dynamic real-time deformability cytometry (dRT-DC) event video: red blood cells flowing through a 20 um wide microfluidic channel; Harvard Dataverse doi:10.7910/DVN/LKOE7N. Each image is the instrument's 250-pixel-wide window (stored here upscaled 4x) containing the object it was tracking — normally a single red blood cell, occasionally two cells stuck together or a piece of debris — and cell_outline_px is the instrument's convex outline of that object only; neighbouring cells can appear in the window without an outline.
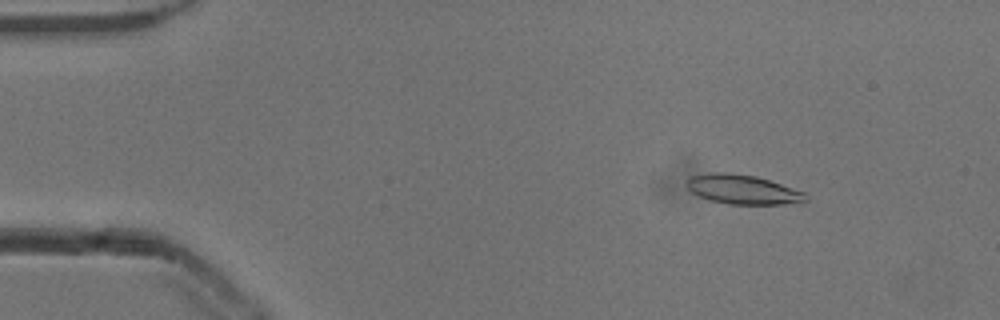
{"species": "common noctule bat (a hibernating species)", "species_latin": "Nyctalus noctula", "temperature_condition": "cold", "stored_images_in_passage": 48, "camera_frame_rate_fps": 3000, "um_per_image_px": 0.085, "animal": {"sex": "male", "body_mass_g": 13.3}, "frame": {"image": 1, "passage_image": 2, "time_ms": 0.333, "image_size_px": [1000, 320], "cell_outline_px": [[808, 200], [800, 204], [728, 204], [712, 200], [700, 196], [692, 192], [684, 184], [692, 176], [708, 172], [728, 172], [756, 176], [804, 192]], "centroid_in_image_um": [63.15, 16.11], "position_along_channel_um": 21.9, "area_um2": 20.35}}
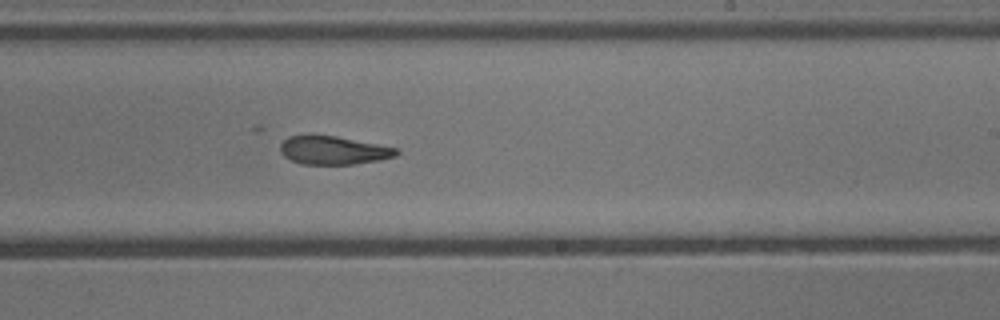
{"frame": {"image": 2, "passage_image": 27, "time_ms": 8.667, "image_size_px": [1000, 320], "cell_outline_px": [[400, 152], [396, 156], [380, 160], [352, 164], [300, 164], [284, 156], [280, 152], [280, 144], [288, 136], [336, 136], [396, 148]], "centroid_in_image_um": [28.33, 12.79], "position_along_channel_um": 260.7, "area_um2": 18.9}}
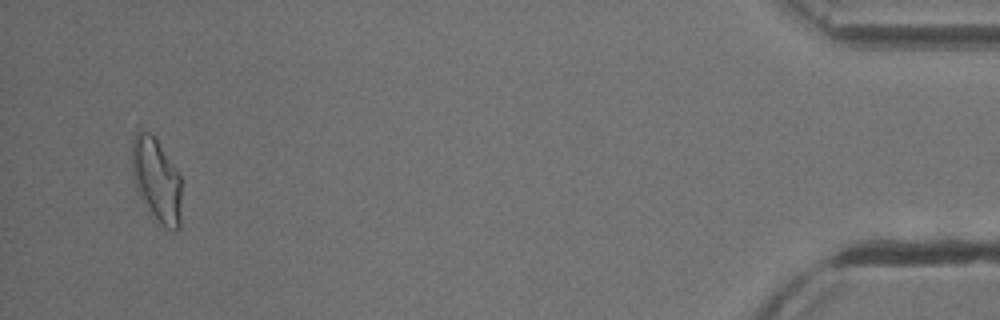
{"frame": {"image": 3, "passage_image": 46, "time_ms": 15.0, "image_size_px": [1000, 320], "cell_outline_px": [[180, 228], [172, 232], [164, 228], [160, 224], [140, 196], [136, 188], [132, 176], [132, 136], [136, 124], [148, 132], [156, 140], [180, 176]], "centroid_in_image_um": [13.26, 15.25], "position_along_channel_um": 421.9, "area_um2": 24.16}, "authors_computed_cell_mechanics": {"area_um2": 20.4612, "velocity_mm_per_s": 3.875, "shape_relaxation_time_tau1_ms": 3.7694, "shape_relaxation_time_tau2_ms": 3.9732, "deformation_change_tau1": 0.1424, "deformation_change_tau2": 0.1237}}